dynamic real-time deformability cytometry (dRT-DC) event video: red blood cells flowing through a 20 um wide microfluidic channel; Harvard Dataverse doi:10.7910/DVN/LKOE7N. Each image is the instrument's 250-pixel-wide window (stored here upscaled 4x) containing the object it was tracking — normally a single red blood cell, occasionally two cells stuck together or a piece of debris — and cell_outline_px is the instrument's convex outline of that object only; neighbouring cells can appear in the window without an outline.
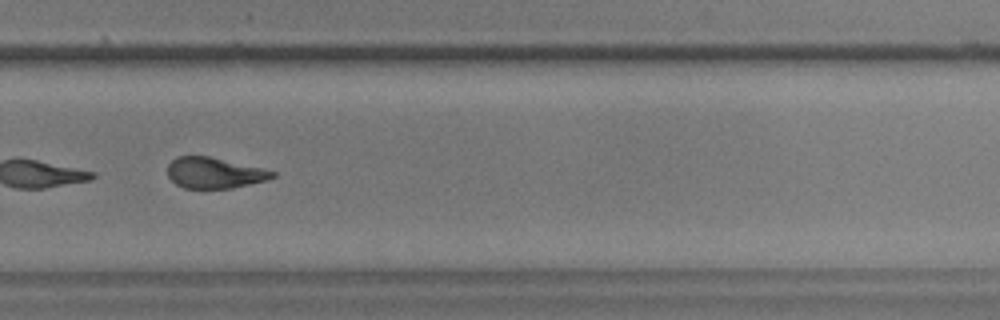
{"species": "common noctule bat (a hibernating species)", "species_latin": "Nyctalus noctula", "temperature_condition": "warm", "stored_images_in_passage": 28, "camera_frame_rate_fps": 3000, "um_per_image_px": 0.085, "animal": {"sex": "male", "body_mass_g": 17.9, "forearm_length_mm": 54.2}, "frame": {"image": 1, "passage_image": 24, "time_ms": 7.667, "image_size_px": [1000, 320], "cell_outline_px": [[276, 176], [268, 180], [232, 188], [184, 188], [176, 184], [168, 176], [168, 164], [176, 156], [208, 156], [260, 168], [276, 172]], "centroid_in_image_um": [18.21, 14.7], "position_along_channel_um": 311.6, "area_um2": 18.67}}